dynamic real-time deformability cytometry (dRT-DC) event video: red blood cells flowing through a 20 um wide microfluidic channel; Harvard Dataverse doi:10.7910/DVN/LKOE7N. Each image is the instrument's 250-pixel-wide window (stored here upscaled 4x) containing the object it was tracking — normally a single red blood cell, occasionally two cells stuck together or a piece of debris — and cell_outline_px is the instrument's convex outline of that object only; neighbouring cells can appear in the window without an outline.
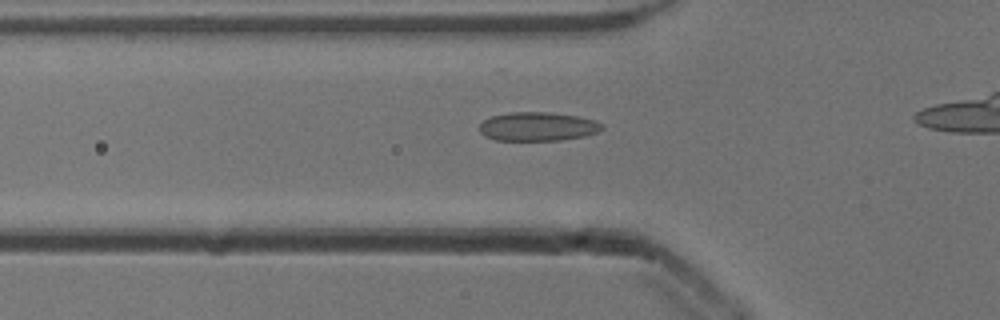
{"species": "common noctule bat (a hibernating species)", "species_latin": "Nyctalus noctula", "temperature_condition": "cold", "stored_images_in_passage": 34, "camera_frame_rate_fps": 3000, "um_per_image_px": 0.085, "animal": {"sex": "male", "body_mass_g": 13.3}, "frame": {"image": 1, "passage_image": 9, "time_ms": 2.667, "image_size_px": [1000, 320], "cell_outline_px": [[604, 128], [596, 132], [584, 136], [560, 140], [496, 140], [484, 136], [480, 132], [480, 124], [484, 120], [492, 116], [508, 112], [548, 112], [580, 116], [596, 120], [604, 124]], "centroid_in_image_um": [45.73, 10.75], "position_along_channel_um": 80.1, "area_um2": 20.69}}
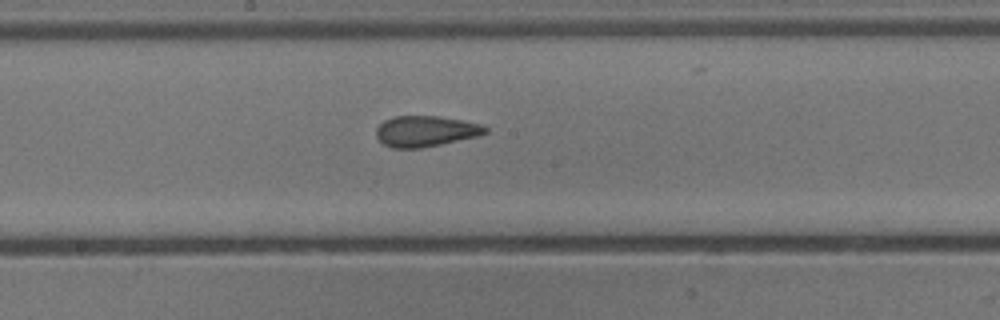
{"frame": {"image": 2, "passage_image": 19, "time_ms": 6.0, "image_size_px": [1000, 320], "cell_outline_px": [[488, 132], [480, 136], [420, 148], [392, 148], [384, 144], [376, 136], [376, 128], [384, 120], [396, 116], [436, 116], [464, 120], [480, 124], [488, 128]], "centroid_in_image_um": [36.19, 11.15], "position_along_channel_um": 212.0, "area_um2": 19.59}}
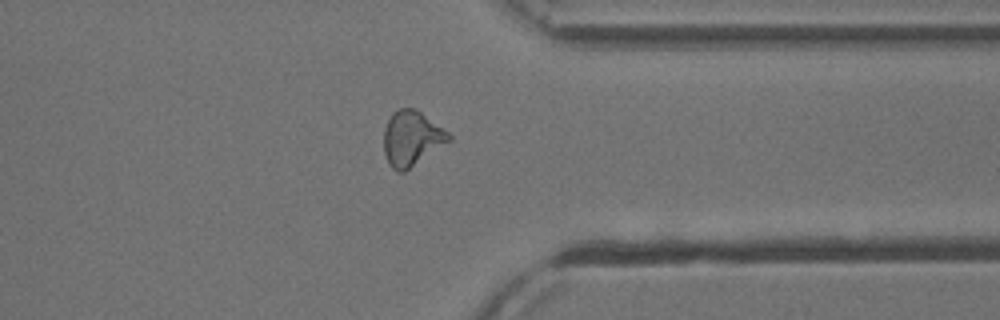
{"frame": {"image": 3, "passage_image": 32, "time_ms": 10.333, "image_size_px": [1000, 320], "cell_outline_px": [[452, 140], [404, 172], [396, 172], [388, 164], [384, 152], [384, 128], [392, 112], [400, 108], [416, 108], [448, 132], [452, 136]], "centroid_in_image_um": [34.99, 11.76], "position_along_channel_um": 376.4, "area_um2": 20.92}}